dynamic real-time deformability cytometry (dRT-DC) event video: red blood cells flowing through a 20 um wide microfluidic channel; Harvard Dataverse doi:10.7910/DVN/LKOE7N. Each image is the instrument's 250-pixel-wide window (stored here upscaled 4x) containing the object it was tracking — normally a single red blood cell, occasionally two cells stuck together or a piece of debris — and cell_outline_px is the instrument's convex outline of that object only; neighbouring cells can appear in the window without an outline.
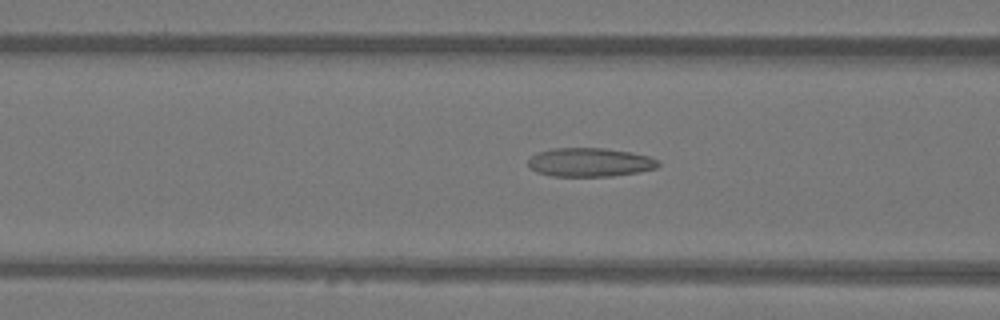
{"species": "Egyptian fruit bat (a non-hibernating species)", "species_latin": "Rousettus aegyptiacus", "temperature_condition": "warm", "stored_images_in_passage": 47, "camera_frame_rate_fps": 3000, "um_per_image_px": 0.085, "animal": {"sex": "female"}, "frame": {"image": 1, "passage_image": 19, "time_ms": 6.0, "image_size_px": [1000, 320], "cell_outline_px": [[660, 164], [656, 168], [636, 172], [612, 176], [552, 176], [536, 172], [528, 164], [528, 160], [536, 152], [552, 148], [604, 148], [632, 152], [648, 156], [660, 160]], "centroid_in_image_um": [50.14, 13.79], "position_along_channel_um": 116.5, "area_um2": 21.85}}
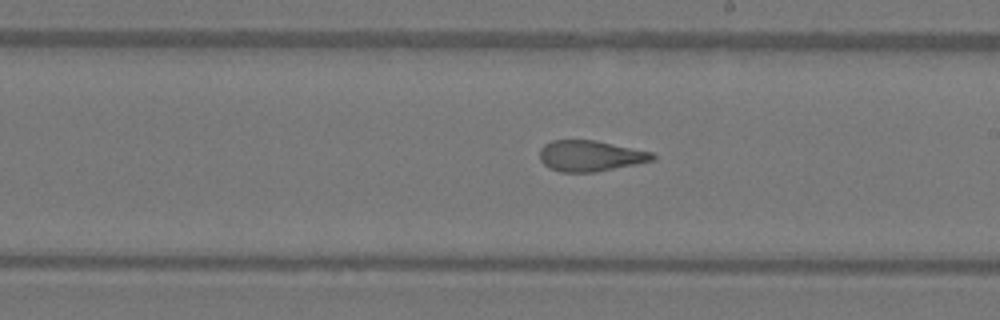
{"frame": {"image": 2, "passage_image": 28, "time_ms": 9.0, "image_size_px": [1000, 320], "cell_outline_px": [[656, 160], [596, 172], [560, 172], [544, 164], [540, 160], [540, 148], [544, 144], [552, 140], [596, 140], [652, 152], [656, 156]], "centroid_in_image_um": [50.19, 13.24], "position_along_channel_um": 238.8, "area_um2": 20.35}}
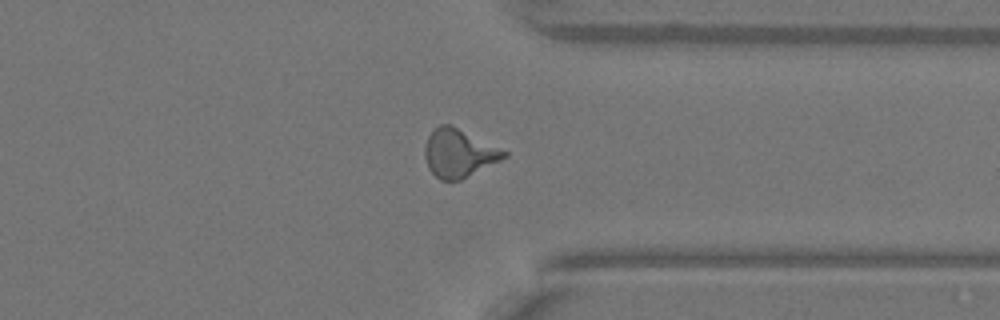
{"frame": {"image": 3, "passage_image": 38, "time_ms": 12.333, "image_size_px": [1000, 320], "cell_outline_px": [[508, 156], [460, 180], [440, 180], [428, 168], [424, 156], [424, 148], [428, 136], [440, 124], [452, 124], [508, 152]], "centroid_in_image_um": [38.98, 13.01], "position_along_channel_um": 372.4, "area_um2": 22.08}}